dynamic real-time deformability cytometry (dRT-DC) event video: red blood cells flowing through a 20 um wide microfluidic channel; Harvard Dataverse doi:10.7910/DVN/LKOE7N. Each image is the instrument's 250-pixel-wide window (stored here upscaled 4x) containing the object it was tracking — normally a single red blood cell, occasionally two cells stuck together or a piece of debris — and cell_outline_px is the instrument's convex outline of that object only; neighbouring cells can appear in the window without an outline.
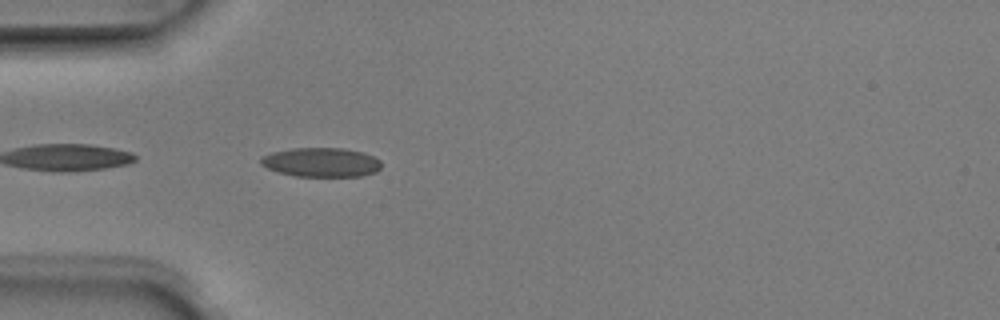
{"species": "Egyptian fruit bat (a non-hibernating species)", "species_latin": "Rousettus aegyptiacus", "temperature_condition": "room temperature", "stored_images_in_passage": 5, "camera_frame_rate_fps": 3000, "um_per_image_px": 0.085, "animal": {"sex": "male"}, "frame": {"image": 1, "passage_image": 5, "time_ms": 1.333, "image_size_px": [1000, 320], "cell_outline_px": [[380, 168], [376, 172], [360, 176], [296, 176], [280, 172], [268, 168], [260, 164], [260, 156], [272, 152], [292, 148], [344, 148], [364, 152], [380, 160]], "centroid_in_image_um": [27.3, 13.78], "position_along_channel_um": 57.7, "area_um2": 20.52}}